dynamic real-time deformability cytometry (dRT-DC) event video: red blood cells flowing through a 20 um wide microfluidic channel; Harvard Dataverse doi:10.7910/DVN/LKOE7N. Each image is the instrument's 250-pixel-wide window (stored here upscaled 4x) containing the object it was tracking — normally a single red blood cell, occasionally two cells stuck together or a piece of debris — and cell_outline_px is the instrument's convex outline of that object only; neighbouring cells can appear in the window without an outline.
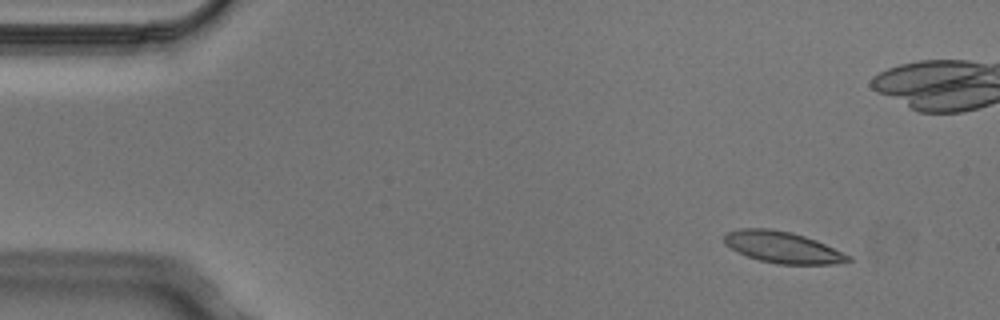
{"species": "Egyptian fruit bat (a non-hibernating species)", "species_latin": "Rousettus aegyptiacus", "temperature_condition": "cold", "stored_images_in_passage": 4, "camera_frame_rate_fps": 3000, "um_per_image_px": 0.085, "animal": {"sex": "male"}, "frame": {"image": 1, "passage_image": 1, "time_ms": 0.0, "image_size_px": [1000, 320], "cell_outline_px": [[852, 260], [832, 264], [776, 264], [760, 260], [748, 256], [724, 244], [724, 236], [728, 232], [740, 228], [768, 228], [792, 232], [816, 240], [852, 256]], "centroid_in_image_um": [66.54, 21.01], "position_along_channel_um": 18.5, "area_um2": 22.54}}